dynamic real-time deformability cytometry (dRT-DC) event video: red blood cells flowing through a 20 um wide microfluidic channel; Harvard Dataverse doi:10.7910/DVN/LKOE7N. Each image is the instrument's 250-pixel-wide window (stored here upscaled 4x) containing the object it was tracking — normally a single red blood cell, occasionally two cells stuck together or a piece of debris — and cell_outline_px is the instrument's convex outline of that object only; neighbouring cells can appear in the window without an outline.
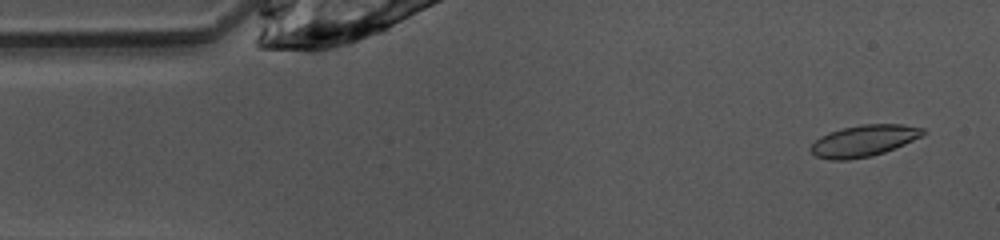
{"species": "common noctule bat (a hibernating species)", "species_latin": "Nyctalus noctula", "temperature_condition": "warm", "stored_images_in_passage": 48, "camera_frame_rate_fps": 3000, "um_per_image_px": 0.085, "animal": {"sex": "female", "body_mass_g": 10.0, "forearm_length_mm": 53.1}, "frame": {"image": 1, "passage_image": 3, "time_ms": 0.667, "image_size_px": [1000, 240], "cell_outline_px": [[924, 132], [920, 136], [904, 144], [884, 152], [872, 156], [848, 160], [828, 160], [816, 156], [808, 148], [820, 136], [840, 128], [860, 124], [904, 124], [924, 128]], "centroid_in_image_um": [73.38, 11.96], "position_along_channel_um": 11.6, "area_um2": 20.58}}
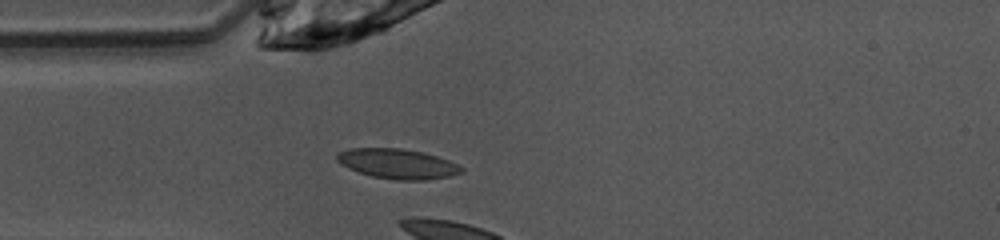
{"frame": {"image": 2, "passage_image": 12, "time_ms": 3.667, "image_size_px": [1000, 240], "cell_outline_px": [[464, 172], [448, 176], [428, 180], [396, 180], [372, 176], [348, 168], [340, 164], [336, 160], [336, 152], [348, 148], [400, 148], [420, 152], [436, 156], [448, 160], [464, 168]], "centroid_in_image_um": [33.75, 13.92], "position_along_channel_um": 51.2, "area_um2": 21.68}}
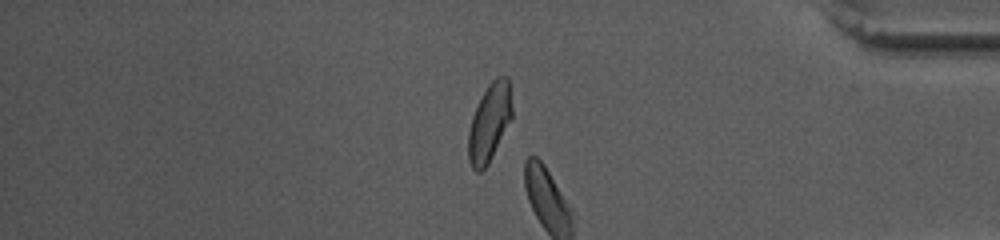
{"frame": {"image": 3, "passage_image": 40, "time_ms": 13.0, "image_size_px": [1000, 240], "cell_outline_px": [[512, 120], [488, 164], [480, 172], [476, 172], [472, 168], [468, 160], [468, 132], [472, 116], [488, 84], [496, 76], [508, 76], [512, 108]], "centroid_in_image_um": [41.61, 10.43], "position_along_channel_um": 393.6, "area_um2": 19.94}, "authors_computed_cell_mechanics": {"area_um2": 20.1144, "velocity_mm_per_s": 4.0193, "shape_relaxation_time_tau1_ms": 3.5246, "shape_relaxation_time_tau2_ms": 4.7291, "deformation_change_tau1": 0.1155, "deformation_change_tau2": 0.109}}